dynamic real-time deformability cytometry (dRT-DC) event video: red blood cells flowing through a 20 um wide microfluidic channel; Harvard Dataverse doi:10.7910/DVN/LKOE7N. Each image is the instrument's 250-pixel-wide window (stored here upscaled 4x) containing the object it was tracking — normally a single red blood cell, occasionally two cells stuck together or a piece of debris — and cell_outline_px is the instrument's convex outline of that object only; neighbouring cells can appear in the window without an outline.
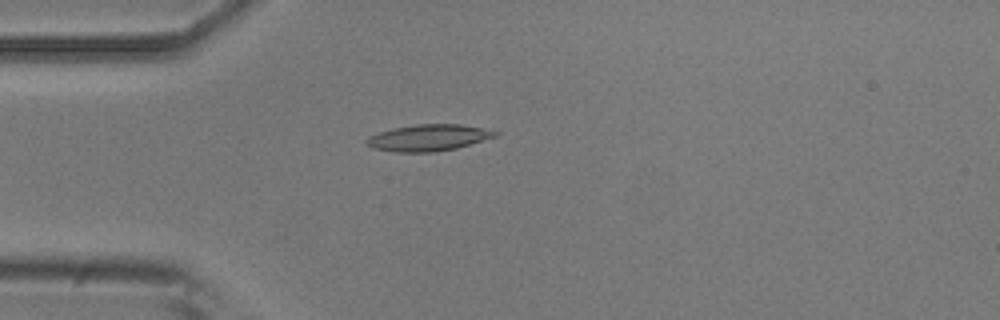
{"species": "common noctule bat (a hibernating species)", "species_latin": "Nyctalus noctula", "temperature_condition": "room temperature", "stored_images_in_passage": 43, "camera_frame_rate_fps": 3000, "um_per_image_px": 0.085, "animal": {"sex": "male", "body_mass_g": 20.5, "forearm_length_mm": 52.5}, "frame": {"image": 1, "passage_image": 5, "time_ms": 1.333, "image_size_px": [1000, 320], "cell_outline_px": [[500, 136], [456, 148], [436, 152], [396, 152], [372, 148], [364, 144], [364, 140], [368, 136], [392, 128], [416, 124], [460, 124], [500, 132]], "centroid_in_image_um": [36.4, 11.71], "position_along_channel_um": 48.6, "area_um2": 20.06}}
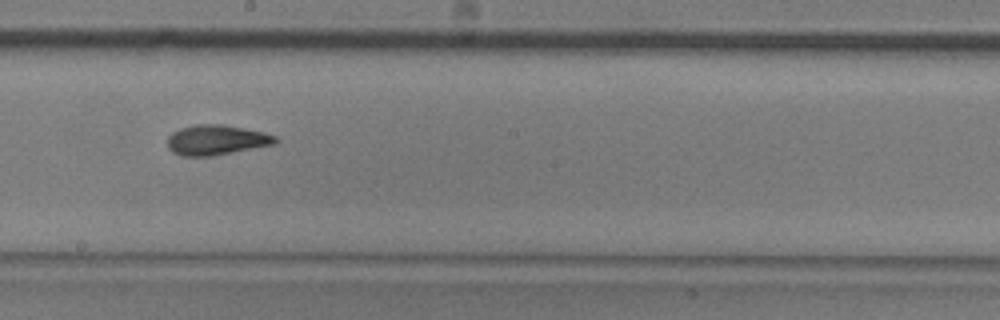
{"frame": {"image": 2, "passage_image": 20, "time_ms": 6.333, "image_size_px": [1000, 320], "cell_outline_px": [[280, 140], [276, 144], [212, 156], [180, 156], [172, 152], [168, 148], [168, 136], [172, 132], [180, 128], [196, 124], [224, 124], [264, 132], [276, 136]], "centroid_in_image_um": [18.4, 11.89], "position_along_channel_um": 229.8, "area_um2": 19.13}}
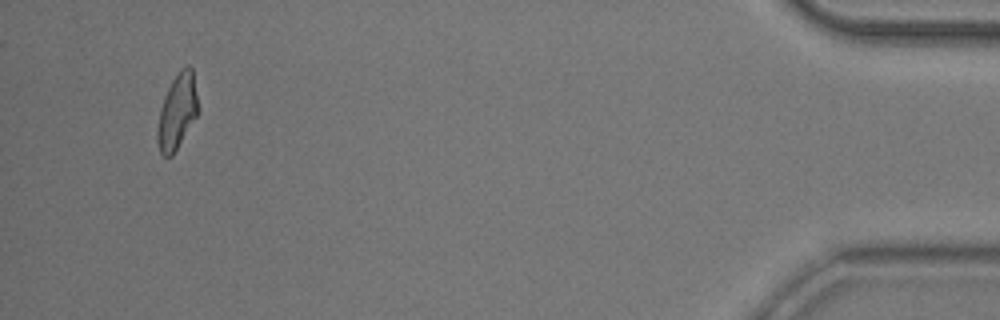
{"frame": {"image": 3, "passage_image": 41, "time_ms": 13.333, "image_size_px": [1000, 320], "cell_outline_px": [[200, 112], [172, 156], [164, 156], [160, 152], [156, 136], [156, 132], [160, 108], [164, 96], [172, 80], [180, 68], [188, 64], [192, 68]], "centroid_in_image_um": [15.07, 9.47], "position_along_channel_um": 420.1, "area_um2": 18.03}, "authors_computed_cell_mechanics": {"area_um2": 18.3226, "velocity_mm_per_s": 3.8345, "shape_relaxation_time_tau1_ms": 6.2198, "shape_relaxation_time_tau2_ms": 2.2516, "deformation_change_tau1": 0.1867, "deformation_change_tau2": 0.102}}